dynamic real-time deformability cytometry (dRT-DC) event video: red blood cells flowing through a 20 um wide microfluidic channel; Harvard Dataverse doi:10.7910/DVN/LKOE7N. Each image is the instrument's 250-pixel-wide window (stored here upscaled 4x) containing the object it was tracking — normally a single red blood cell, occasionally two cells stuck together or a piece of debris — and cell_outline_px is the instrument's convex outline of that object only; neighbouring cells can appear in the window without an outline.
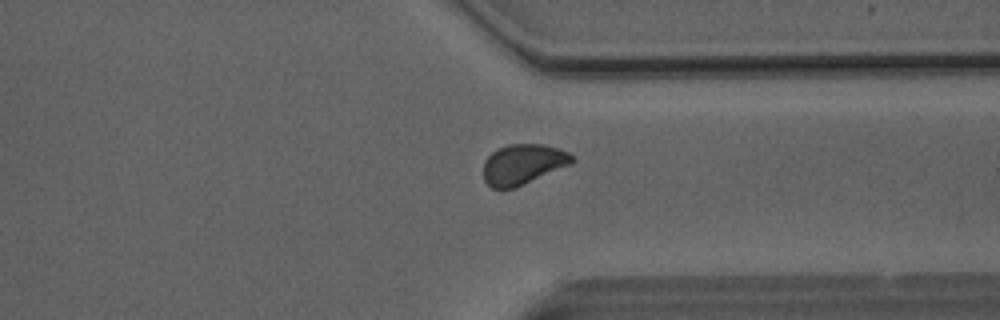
{"species": "Egyptian fruit bat (a non-hibernating species)", "species_latin": "Rousettus aegyptiacus", "temperature_condition": "room temperature", "stored_images_in_passage": 47, "camera_frame_rate_fps": 3000, "um_per_image_px": 0.085, "animal": {"sex": "male"}, "frame": {"image": 1, "passage_image": 35, "time_ms": 11.333, "image_size_px": [1000, 320], "cell_outline_px": [[576, 160], [572, 164], [512, 188], [492, 188], [484, 180], [484, 160], [496, 148], [508, 144], [544, 144], [568, 152]], "centroid_in_image_um": [44.45, 13.94], "position_along_channel_um": 367.0, "area_um2": 20.63}}
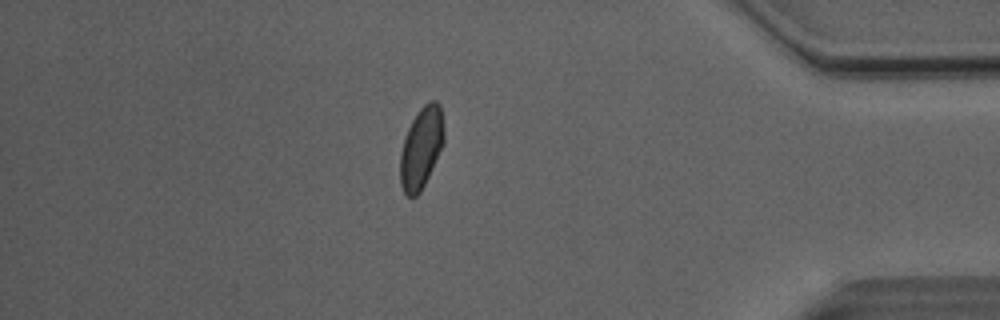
{"frame": {"image": 2, "passage_image": 40, "time_ms": 13.0, "image_size_px": [1000, 320], "cell_outline_px": [[444, 144], [420, 192], [416, 196], [408, 196], [404, 192], [400, 184], [400, 152], [408, 128], [412, 120], [420, 108], [428, 100], [436, 100], [440, 104], [444, 128]], "centroid_in_image_um": [35.81, 12.53], "position_along_channel_um": 399.4, "area_um2": 20.75}}
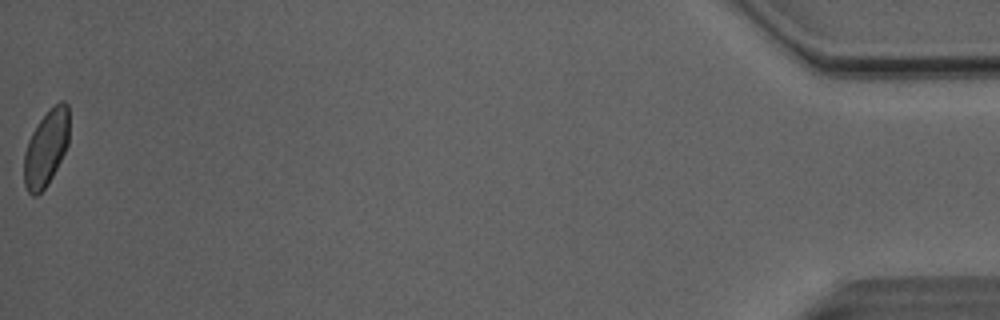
{"frame": {"image": 3, "passage_image": 47, "time_ms": 15.333, "image_size_px": [1000, 320], "cell_outline_px": [[68, 144], [48, 184], [36, 196], [32, 196], [28, 192], [24, 184], [24, 152], [28, 140], [32, 132], [40, 120], [60, 100], [64, 100], [68, 104]], "centroid_in_image_um": [3.9, 12.6], "position_along_channel_um": 431.3, "area_um2": 19.71}, "authors_computed_cell_mechanics": {"area_um2": 21.0392, "velocity_mm_per_s": 4.0879, "shape_relaxation_time_tau1_ms": 5.1843, "shape_relaxation_time_tau2_ms": 1.7354, "deformation_change_tau1": 0.0923, "deformation_change_tau2": 0.0549}}